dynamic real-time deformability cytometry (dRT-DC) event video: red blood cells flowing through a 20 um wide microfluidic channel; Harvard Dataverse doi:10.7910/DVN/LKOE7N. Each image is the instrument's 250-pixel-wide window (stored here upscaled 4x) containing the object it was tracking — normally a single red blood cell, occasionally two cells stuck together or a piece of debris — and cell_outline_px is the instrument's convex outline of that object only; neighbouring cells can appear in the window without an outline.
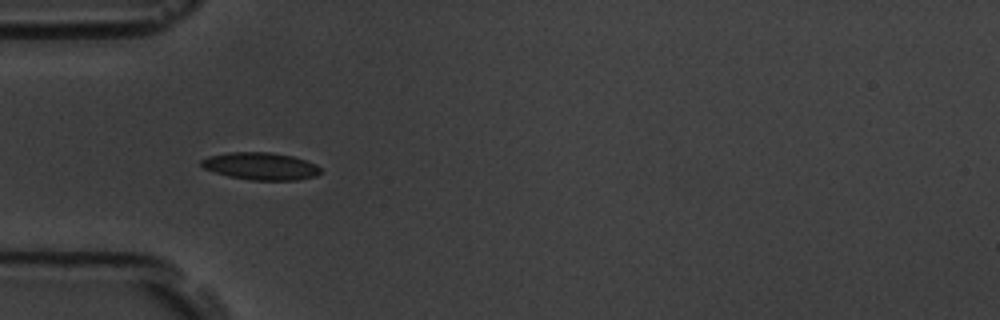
{"species": "common noctule bat (a hibernating species)", "species_latin": "Nyctalus noctula", "temperature_condition": "room temperature", "stored_images_in_passage": 6, "camera_frame_rate_fps": 3000, "um_per_image_px": 0.085, "animal": {"sex": "male", "body_mass_g": 19.5, "forearm_length_mm": 54.6}, "frame": {"image": 1, "passage_image": 5, "time_ms": 6.0, "image_size_px": [1000, 320], "cell_outline_px": [[320, 172], [316, 176], [296, 180], [252, 180], [228, 176], [204, 168], [200, 164], [200, 160], [208, 156], [228, 152], [272, 152], [292, 156], [316, 164], [320, 168]], "centroid_in_image_um": [22.14, 14.12], "position_along_channel_um": 62.9, "area_um2": 18.96}}
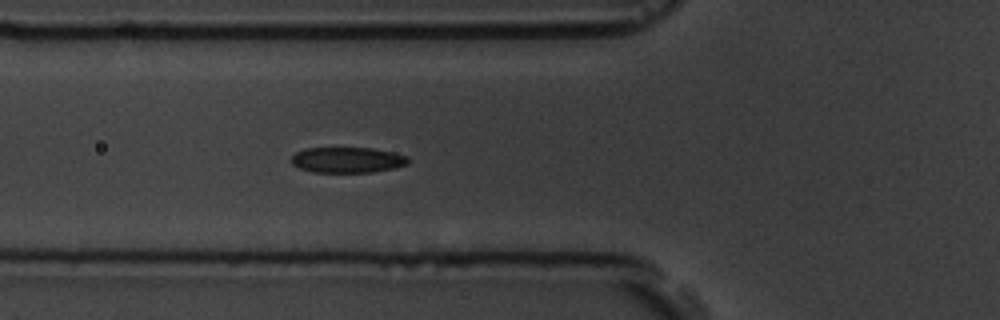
{"frame": {"image": 2, "passage_image": 6, "time_ms": 7.0, "image_size_px": [1000, 320], "cell_outline_px": [[408, 164], [392, 168], [372, 172], [312, 172], [300, 168], [292, 164], [292, 156], [296, 152], [304, 148], [372, 148], [392, 152], [408, 156]], "centroid_in_image_um": [29.51, 13.59], "position_along_channel_um": 96.3, "area_um2": 17.34}}